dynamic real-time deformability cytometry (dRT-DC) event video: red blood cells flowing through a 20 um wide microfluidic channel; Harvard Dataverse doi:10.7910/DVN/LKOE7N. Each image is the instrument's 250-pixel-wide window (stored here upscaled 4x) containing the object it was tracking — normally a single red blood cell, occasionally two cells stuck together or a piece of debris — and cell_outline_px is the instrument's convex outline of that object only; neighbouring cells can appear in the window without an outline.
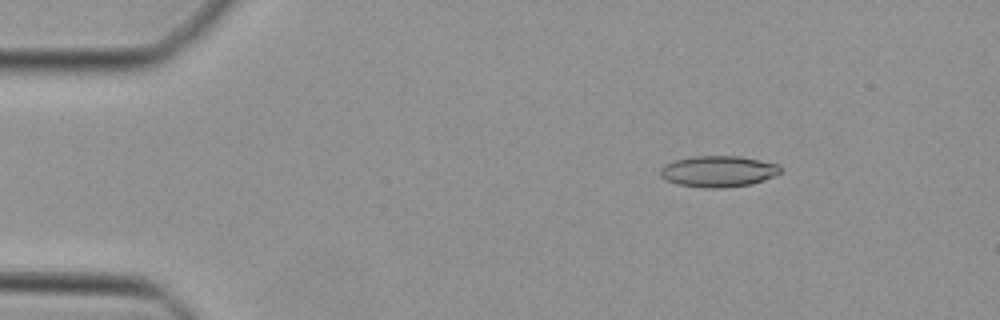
{"species": "Egyptian fruit bat (a non-hibernating species)", "species_latin": "Rousettus aegyptiacus", "temperature_condition": "cold", "stored_images_in_passage": 12, "camera_frame_rate_fps": 3000, "um_per_image_px": 0.085, "animal": {"sex": "female"}, "frame": {"image": 1, "passage_image": 4, "time_ms": 1.0, "image_size_px": [1000, 320], "cell_outline_px": [[784, 168], [780, 172], [764, 180], [752, 184], [724, 188], [704, 188], [676, 184], [660, 176], [660, 168], [664, 164], [676, 160], [692, 156], [740, 156], [780, 164]], "centroid_in_image_um": [61.07, 14.56], "position_along_channel_um": 23.9, "area_um2": 22.02}}